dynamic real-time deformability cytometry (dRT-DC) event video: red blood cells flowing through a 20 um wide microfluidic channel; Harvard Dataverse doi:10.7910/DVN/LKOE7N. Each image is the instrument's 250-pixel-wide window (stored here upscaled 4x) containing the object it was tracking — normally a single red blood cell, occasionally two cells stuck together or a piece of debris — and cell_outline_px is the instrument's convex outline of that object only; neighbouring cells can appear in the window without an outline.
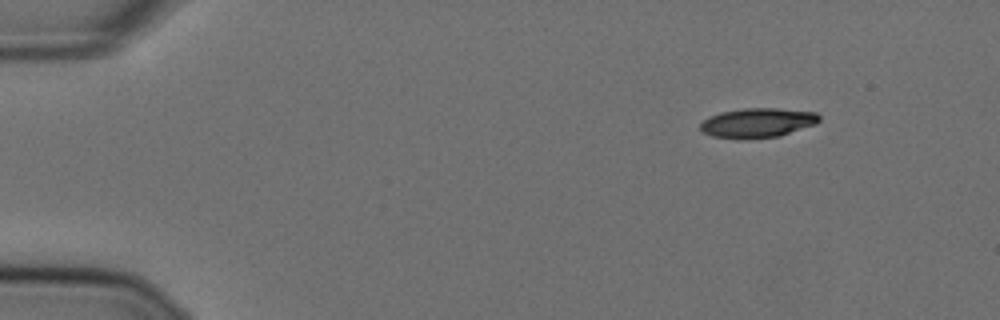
{"species": "Egyptian fruit bat (a non-hibernating species)", "species_latin": "Rousettus aegyptiacus", "temperature_condition": "cold", "stored_images_in_passage": 50, "camera_frame_rate_fps": 3000, "um_per_image_px": 0.085, "animal": {"sex": "female"}, "frame": {"image": 1, "passage_image": 1, "time_ms": 0.0, "image_size_px": [1000, 320], "cell_outline_px": [[820, 120], [816, 124], [780, 136], [744, 140], [712, 136], [704, 132], [700, 128], [700, 124], [708, 116], [720, 112], [744, 108], [776, 108], [816, 112], [820, 116]], "centroid_in_image_um": [64.39, 10.44], "position_along_channel_um": 20.6, "area_um2": 20.69}}
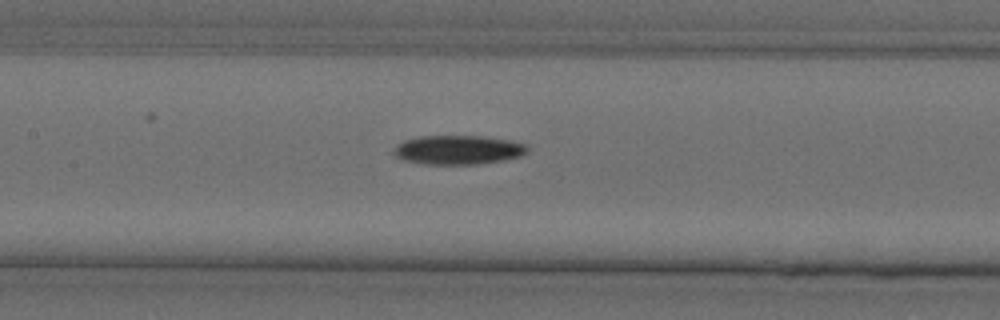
{"frame": {"image": 2, "passage_image": 21, "time_ms": 6.667, "image_size_px": [1000, 320], "cell_outline_px": [[528, 152], [520, 156], [504, 160], [476, 164], [424, 164], [404, 160], [396, 156], [392, 152], [396, 144], [404, 140], [420, 136], [484, 136], [508, 140], [528, 144]], "centroid_in_image_um": [38.94, 12.73], "position_along_channel_um": 168.5, "area_um2": 22.77}}
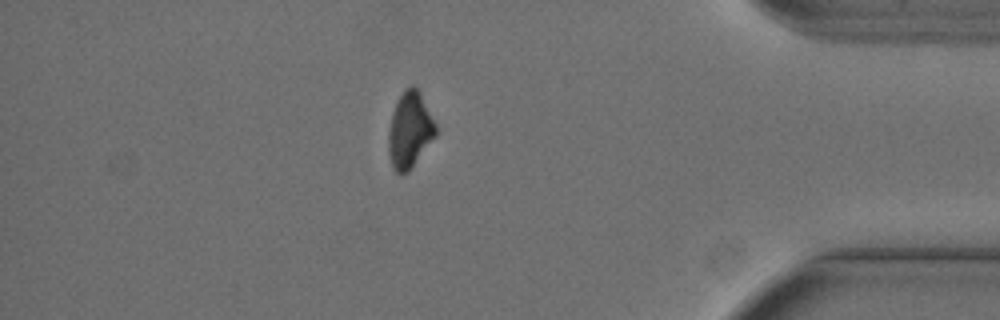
{"frame": {"image": 3, "passage_image": 43, "time_ms": 14.0, "image_size_px": [1000, 320], "cell_outline_px": [[436, 136], [408, 172], [400, 176], [392, 168], [388, 152], [388, 132], [392, 112], [404, 88], [416, 88], [420, 92], [436, 124]], "centroid_in_image_um": [34.82, 11.11], "position_along_channel_um": 400.4, "area_um2": 20.87}, "authors_computed_cell_mechanics": {"area_um2": 21.7906, "velocity_mm_per_s": 3.6104, "shape_relaxation_time_tau1_ms": 5.2161, "shape_relaxation_time_tau2_ms": null, "deformation_change_tau1": 0.1549, "deformation_change_tau2": null}}